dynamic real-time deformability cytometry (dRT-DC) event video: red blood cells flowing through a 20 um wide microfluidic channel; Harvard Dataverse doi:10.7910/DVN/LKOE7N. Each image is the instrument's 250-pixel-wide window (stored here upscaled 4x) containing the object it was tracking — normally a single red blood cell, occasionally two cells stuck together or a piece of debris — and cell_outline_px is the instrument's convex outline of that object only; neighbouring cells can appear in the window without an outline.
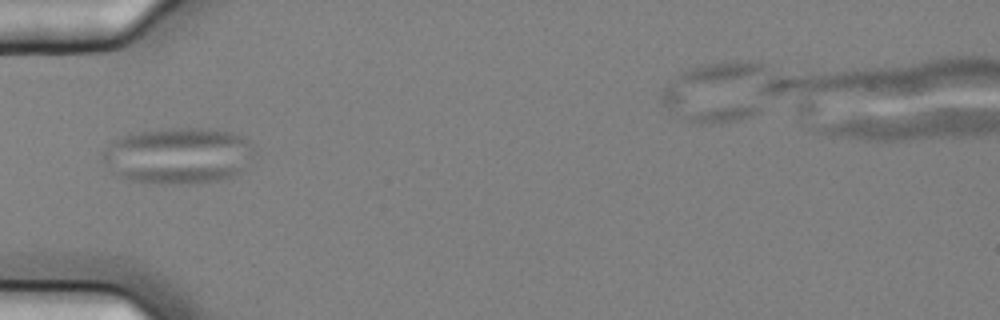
{"species": "common noctule bat (a hibernating species)", "species_latin": "Nyctalus noctula", "temperature_condition": "cold", "stored_images_in_passage": 13, "camera_frame_rate_fps": 3000, "um_per_image_px": 0.085, "animal": {"sex": "female", "body_mass_g": 25.1}, "frame": {"image": 1, "passage_image": 1, "time_ms": 0.0, "image_size_px": [1000, 320], "cell_outline_px": [[256, 152], [244, 168], [220, 180], [196, 184], [160, 184], [128, 180], [112, 172], [100, 160], [100, 152], [120, 136], [160, 128], [196, 128], [228, 132], [240, 136], [248, 140], [252, 144]], "centroid_in_image_um": [15.09, 13.24], "position_along_channel_um": 69.9, "area_um2": 50.0}}
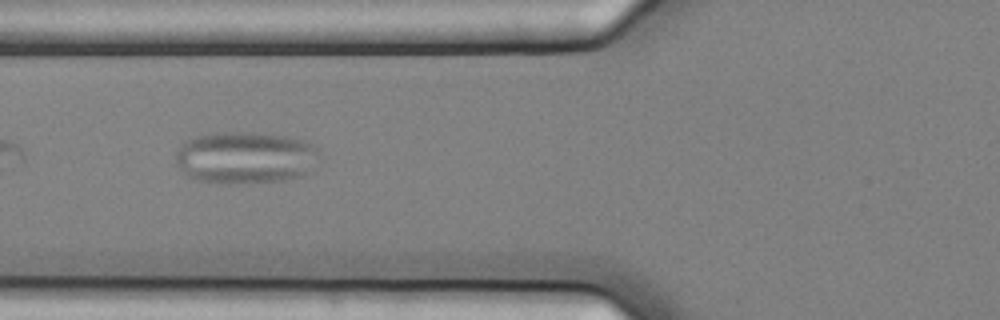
{"frame": {"image": 2, "passage_image": 4, "time_ms": 1.0, "image_size_px": [1000, 320], "cell_outline_px": [[324, 160], [300, 176], [284, 180], [228, 184], [200, 180], [188, 176], [176, 164], [176, 152], [188, 140], [196, 136], [212, 132], [252, 132], [284, 136], [300, 140], [312, 144], [324, 156]], "centroid_in_image_um": [20.92, 13.39], "position_along_channel_um": 104.9, "area_um2": 43.81}}